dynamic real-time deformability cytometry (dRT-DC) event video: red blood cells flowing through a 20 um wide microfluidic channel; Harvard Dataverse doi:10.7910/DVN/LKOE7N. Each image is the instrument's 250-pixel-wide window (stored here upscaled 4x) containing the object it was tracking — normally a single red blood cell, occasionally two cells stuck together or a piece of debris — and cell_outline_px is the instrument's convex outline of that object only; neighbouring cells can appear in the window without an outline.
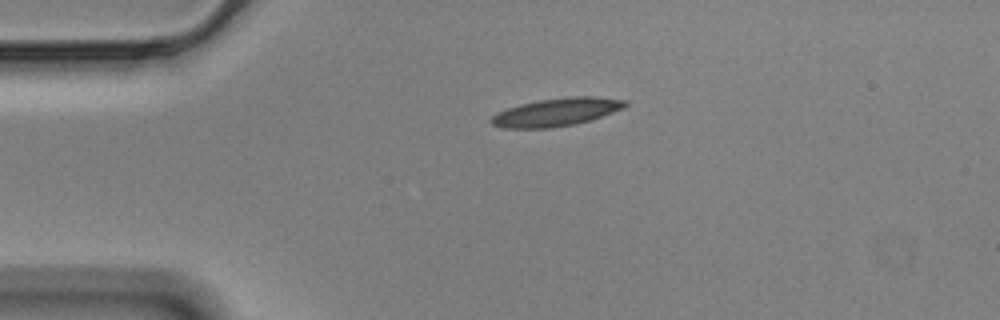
{"species": "Egyptian fruit bat (a non-hibernating species)", "species_latin": "Rousettus aegyptiacus", "temperature_condition": "cold", "stored_images_in_passage": 45, "camera_frame_rate_fps": 3000, "um_per_image_px": 0.085, "animal": {"sex": "male"}, "frame": {"image": 1, "passage_image": 1, "time_ms": 0.0, "image_size_px": [1000, 320], "cell_outline_px": [[628, 104], [624, 108], [592, 120], [576, 124], [552, 128], [504, 128], [492, 124], [488, 120], [496, 112], [520, 104], [540, 100], [568, 96], [596, 96], [628, 100]], "centroid_in_image_um": [47.33, 9.53], "position_along_channel_um": 37.7, "area_um2": 22.14}}
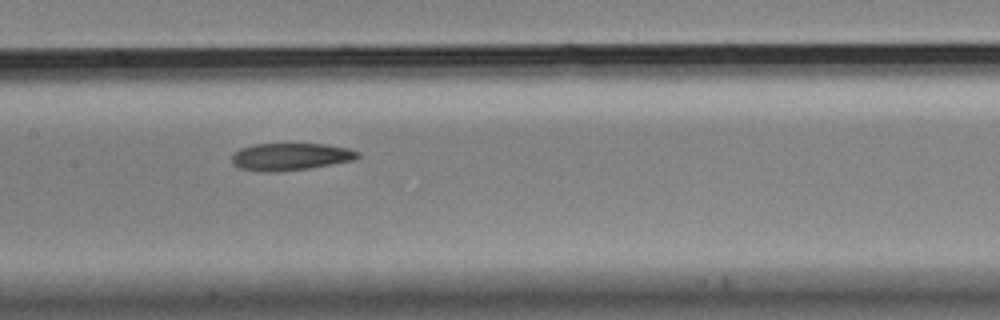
{"frame": {"image": 2, "passage_image": 16, "time_ms": 5.0, "image_size_px": [1000, 320], "cell_outline_px": [[360, 156], [352, 160], [308, 168], [276, 172], [260, 172], [240, 168], [232, 164], [232, 156], [240, 148], [252, 144], [328, 144], [348, 148], [360, 152]], "centroid_in_image_um": [24.67, 13.31], "position_along_channel_um": 182.7, "area_um2": 20.0}}
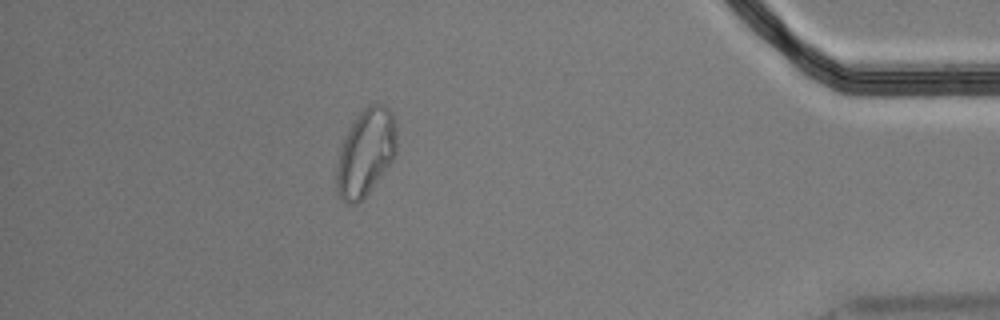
{"frame": {"image": 3, "passage_image": 39, "time_ms": 12.667, "image_size_px": [1000, 320], "cell_outline_px": [[396, 156], [368, 192], [356, 204], [348, 204], [340, 196], [336, 188], [336, 168], [340, 148], [352, 124], [360, 112], [368, 104], [384, 104], [392, 112], [396, 124]], "centroid_in_image_um": [31.1, 12.95], "position_along_channel_um": 404.1, "area_um2": 30.17}, "authors_computed_cell_mechanics": {"area_um2": 21.2126, "velocity_mm_per_s": 3.4908, "shape_relaxation_time_tau1_ms": null, "shape_relaxation_time_tau2_ms": 5.3577, "deformation_change_tau1": null, "deformation_change_tau2": 0.1158}}